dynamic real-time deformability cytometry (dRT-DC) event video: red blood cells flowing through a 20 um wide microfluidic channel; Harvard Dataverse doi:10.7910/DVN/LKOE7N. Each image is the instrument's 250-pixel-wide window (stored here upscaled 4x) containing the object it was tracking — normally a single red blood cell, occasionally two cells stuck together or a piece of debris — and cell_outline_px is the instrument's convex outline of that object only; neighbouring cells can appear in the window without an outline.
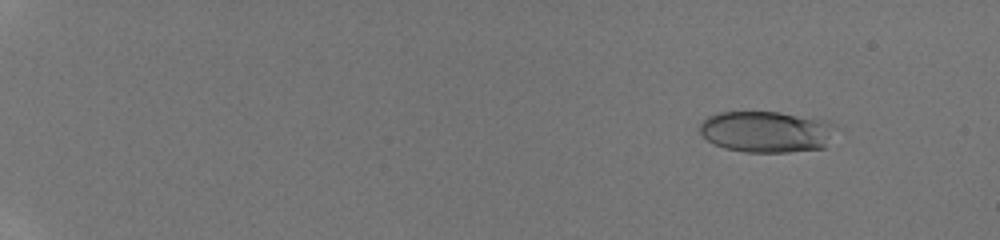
{"species": "human", "species_latin": "Homo sapiens", "temperature_condition": "room temperature", "stored_images_in_passage": 9, "camera_frame_rate_fps": 3000, "um_per_image_px": 0.085, "donor": {"sex": "male"}, "frame": {"image": 1, "passage_image": 4, "time_ms": 2.0, "image_size_px": [1000, 240], "cell_outline_px": [[832, 124], [824, 148], [788, 152], [744, 152], [724, 148], [712, 144], [700, 132], [700, 124], [708, 116], [720, 112], [780, 112], [828, 120]], "centroid_in_image_um": [65.07, 11.19], "position_along_channel_um": 19.9, "area_um2": 32.37}}
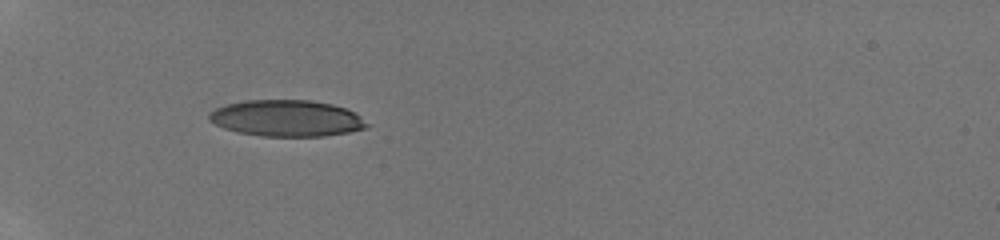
{"frame": {"image": 2, "passage_image": 8, "time_ms": 6.667, "image_size_px": [1000, 240], "cell_outline_px": [[372, 124], [364, 128], [348, 132], [324, 136], [260, 136], [236, 132], [224, 128], [208, 120], [208, 112], [216, 108], [228, 104], [244, 100], [312, 100], [332, 104], [356, 112]], "centroid_in_image_um": [24.38, 10.05], "position_along_channel_um": 60.6, "area_um2": 33.7}}